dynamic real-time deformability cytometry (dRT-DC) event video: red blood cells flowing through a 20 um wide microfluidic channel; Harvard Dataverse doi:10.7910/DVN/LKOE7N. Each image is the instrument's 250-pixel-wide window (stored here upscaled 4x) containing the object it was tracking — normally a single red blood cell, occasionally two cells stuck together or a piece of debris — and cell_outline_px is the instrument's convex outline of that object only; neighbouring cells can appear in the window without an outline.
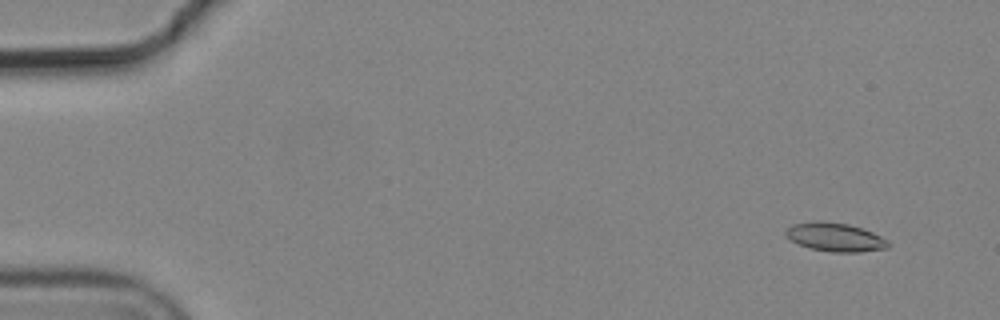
{"species": "common noctule bat (a hibernating species)", "species_latin": "Nyctalus noctula", "temperature_condition": "cold", "stored_images_in_passage": 4, "camera_frame_rate_fps": 3000, "um_per_image_px": 0.085, "animal": {"sex": "male", "body_mass_g": 19.2, "forearm_length_mm": 51.8}, "frame": {"image": 1, "passage_image": 2, "time_ms": 0.333, "image_size_px": [1000, 320], "cell_outline_px": [[892, 244], [888, 248], [860, 252], [832, 252], [808, 248], [792, 240], [784, 232], [792, 224], [820, 220], [848, 224], [872, 232], [888, 240]], "centroid_in_image_um": [71.02, 20.16], "position_along_channel_um": 14.0, "area_um2": 17.05}}